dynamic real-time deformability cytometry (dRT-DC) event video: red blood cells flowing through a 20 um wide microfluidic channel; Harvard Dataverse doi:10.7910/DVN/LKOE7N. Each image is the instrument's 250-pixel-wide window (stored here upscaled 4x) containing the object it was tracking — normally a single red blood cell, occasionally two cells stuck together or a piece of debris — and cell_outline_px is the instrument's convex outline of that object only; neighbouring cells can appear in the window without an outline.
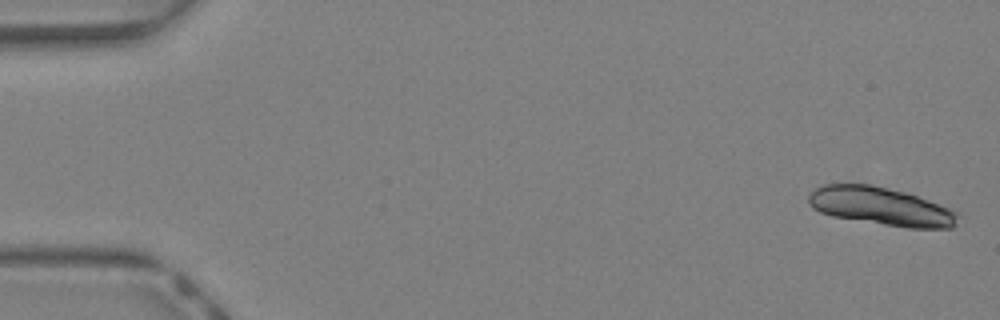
{"species": "Egyptian fruit bat (a non-hibernating species)", "species_latin": "Rousettus aegyptiacus", "temperature_condition": "warm", "stored_images_in_passage": 41, "segment_of_instrument_passage": [1, 2], "camera_frame_rate_fps": 3000, "um_per_image_px": 0.085, "animal": {"sex": "female"}, "frame": {"image": 1, "passage_image": 1, "time_ms": 0.0, "image_size_px": [1000, 320], "cell_outline_px": [[956, 224], [952, 228], [908, 228], [832, 216], [820, 212], [812, 208], [808, 204], [808, 196], [816, 188], [824, 184], [872, 184], [904, 192], [916, 196], [948, 208], [956, 212]], "centroid_in_image_um": [74.82, 17.54], "position_along_channel_um": 10.2, "area_um2": 32.77}}